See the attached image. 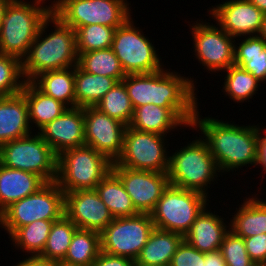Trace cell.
I'll list each match as a JSON object with an SVG mask.
<instances>
[{"instance_id":"42","label":"cell","mask_w":266,"mask_h":266,"mask_svg":"<svg viewBox=\"0 0 266 266\" xmlns=\"http://www.w3.org/2000/svg\"><path fill=\"white\" fill-rule=\"evenodd\" d=\"M135 260L125 256H114L100 251L91 266H134Z\"/></svg>"},{"instance_id":"30","label":"cell","mask_w":266,"mask_h":266,"mask_svg":"<svg viewBox=\"0 0 266 266\" xmlns=\"http://www.w3.org/2000/svg\"><path fill=\"white\" fill-rule=\"evenodd\" d=\"M114 218L138 214L121 180L111 171L95 189Z\"/></svg>"},{"instance_id":"17","label":"cell","mask_w":266,"mask_h":266,"mask_svg":"<svg viewBox=\"0 0 266 266\" xmlns=\"http://www.w3.org/2000/svg\"><path fill=\"white\" fill-rule=\"evenodd\" d=\"M207 9L209 19L232 37L259 35L264 13L248 0H226Z\"/></svg>"},{"instance_id":"36","label":"cell","mask_w":266,"mask_h":266,"mask_svg":"<svg viewBox=\"0 0 266 266\" xmlns=\"http://www.w3.org/2000/svg\"><path fill=\"white\" fill-rule=\"evenodd\" d=\"M77 228L66 215L54 221L43 252L39 256L47 259L63 260Z\"/></svg>"},{"instance_id":"48","label":"cell","mask_w":266,"mask_h":266,"mask_svg":"<svg viewBox=\"0 0 266 266\" xmlns=\"http://www.w3.org/2000/svg\"><path fill=\"white\" fill-rule=\"evenodd\" d=\"M259 36L266 41V14L264 15V21Z\"/></svg>"},{"instance_id":"14","label":"cell","mask_w":266,"mask_h":266,"mask_svg":"<svg viewBox=\"0 0 266 266\" xmlns=\"http://www.w3.org/2000/svg\"><path fill=\"white\" fill-rule=\"evenodd\" d=\"M155 226L150 214L114 218L101 232V251L136 260Z\"/></svg>"},{"instance_id":"4","label":"cell","mask_w":266,"mask_h":266,"mask_svg":"<svg viewBox=\"0 0 266 266\" xmlns=\"http://www.w3.org/2000/svg\"><path fill=\"white\" fill-rule=\"evenodd\" d=\"M194 138L196 139L169 154V184L200 192L211 199L208 189L212 184L218 183L217 180H220L218 178L220 175L222 177V174H219L220 171L207 143L200 135Z\"/></svg>"},{"instance_id":"47","label":"cell","mask_w":266,"mask_h":266,"mask_svg":"<svg viewBox=\"0 0 266 266\" xmlns=\"http://www.w3.org/2000/svg\"><path fill=\"white\" fill-rule=\"evenodd\" d=\"M11 0H0V27L6 11V8Z\"/></svg>"},{"instance_id":"26","label":"cell","mask_w":266,"mask_h":266,"mask_svg":"<svg viewBox=\"0 0 266 266\" xmlns=\"http://www.w3.org/2000/svg\"><path fill=\"white\" fill-rule=\"evenodd\" d=\"M21 93L26 99L29 123L34 132L59 117L68 108L60 101L44 94L31 81L25 82Z\"/></svg>"},{"instance_id":"11","label":"cell","mask_w":266,"mask_h":266,"mask_svg":"<svg viewBox=\"0 0 266 266\" xmlns=\"http://www.w3.org/2000/svg\"><path fill=\"white\" fill-rule=\"evenodd\" d=\"M130 5L127 0H60L52 12L74 30L91 24L118 28L133 16Z\"/></svg>"},{"instance_id":"10","label":"cell","mask_w":266,"mask_h":266,"mask_svg":"<svg viewBox=\"0 0 266 266\" xmlns=\"http://www.w3.org/2000/svg\"><path fill=\"white\" fill-rule=\"evenodd\" d=\"M58 155L38 132L0 146V163L11 169L32 172L46 183L57 178Z\"/></svg>"},{"instance_id":"44","label":"cell","mask_w":266,"mask_h":266,"mask_svg":"<svg viewBox=\"0 0 266 266\" xmlns=\"http://www.w3.org/2000/svg\"><path fill=\"white\" fill-rule=\"evenodd\" d=\"M202 266H227L220 250L205 253V260H202Z\"/></svg>"},{"instance_id":"6","label":"cell","mask_w":266,"mask_h":266,"mask_svg":"<svg viewBox=\"0 0 266 266\" xmlns=\"http://www.w3.org/2000/svg\"><path fill=\"white\" fill-rule=\"evenodd\" d=\"M111 169L112 162L92 147L71 148L58 155L55 182L64 193L96 189Z\"/></svg>"},{"instance_id":"18","label":"cell","mask_w":266,"mask_h":266,"mask_svg":"<svg viewBox=\"0 0 266 266\" xmlns=\"http://www.w3.org/2000/svg\"><path fill=\"white\" fill-rule=\"evenodd\" d=\"M65 215L78 228L97 232L114 219L95 189L65 193Z\"/></svg>"},{"instance_id":"27","label":"cell","mask_w":266,"mask_h":266,"mask_svg":"<svg viewBox=\"0 0 266 266\" xmlns=\"http://www.w3.org/2000/svg\"><path fill=\"white\" fill-rule=\"evenodd\" d=\"M31 82L44 94L68 108L76 107L75 66L40 73Z\"/></svg>"},{"instance_id":"16","label":"cell","mask_w":266,"mask_h":266,"mask_svg":"<svg viewBox=\"0 0 266 266\" xmlns=\"http://www.w3.org/2000/svg\"><path fill=\"white\" fill-rule=\"evenodd\" d=\"M126 127L96 107H84L85 145L105 155L112 163L121 155Z\"/></svg>"},{"instance_id":"34","label":"cell","mask_w":266,"mask_h":266,"mask_svg":"<svg viewBox=\"0 0 266 266\" xmlns=\"http://www.w3.org/2000/svg\"><path fill=\"white\" fill-rule=\"evenodd\" d=\"M100 251V232L77 228L63 261L91 266Z\"/></svg>"},{"instance_id":"2","label":"cell","mask_w":266,"mask_h":266,"mask_svg":"<svg viewBox=\"0 0 266 266\" xmlns=\"http://www.w3.org/2000/svg\"><path fill=\"white\" fill-rule=\"evenodd\" d=\"M193 77L166 67L154 73L128 74L122 82L134 109L145 104L176 108L192 124L199 108L198 82Z\"/></svg>"},{"instance_id":"15","label":"cell","mask_w":266,"mask_h":266,"mask_svg":"<svg viewBox=\"0 0 266 266\" xmlns=\"http://www.w3.org/2000/svg\"><path fill=\"white\" fill-rule=\"evenodd\" d=\"M111 171L121 180L138 213L150 214L169 185L167 173L133 170L112 164Z\"/></svg>"},{"instance_id":"8","label":"cell","mask_w":266,"mask_h":266,"mask_svg":"<svg viewBox=\"0 0 266 266\" xmlns=\"http://www.w3.org/2000/svg\"><path fill=\"white\" fill-rule=\"evenodd\" d=\"M209 203V198L200 192L169 184L150 216L155 228L185 236Z\"/></svg>"},{"instance_id":"39","label":"cell","mask_w":266,"mask_h":266,"mask_svg":"<svg viewBox=\"0 0 266 266\" xmlns=\"http://www.w3.org/2000/svg\"><path fill=\"white\" fill-rule=\"evenodd\" d=\"M220 251L227 266H248L253 263L247 253L244 239L231 230L224 236Z\"/></svg>"},{"instance_id":"23","label":"cell","mask_w":266,"mask_h":266,"mask_svg":"<svg viewBox=\"0 0 266 266\" xmlns=\"http://www.w3.org/2000/svg\"><path fill=\"white\" fill-rule=\"evenodd\" d=\"M258 193L254 192L251 196L243 198V203L238 204L236 211L230 215L229 229L236 235L244 238L266 233V199L260 198Z\"/></svg>"},{"instance_id":"13","label":"cell","mask_w":266,"mask_h":266,"mask_svg":"<svg viewBox=\"0 0 266 266\" xmlns=\"http://www.w3.org/2000/svg\"><path fill=\"white\" fill-rule=\"evenodd\" d=\"M167 136L126 127L121 155L112 164L133 170L167 173L169 141ZM168 143V144H167Z\"/></svg>"},{"instance_id":"21","label":"cell","mask_w":266,"mask_h":266,"mask_svg":"<svg viewBox=\"0 0 266 266\" xmlns=\"http://www.w3.org/2000/svg\"><path fill=\"white\" fill-rule=\"evenodd\" d=\"M141 132H149L167 136L178 127L182 130L191 128V123L176 109L165 108L154 104H145L134 109L132 120L129 124Z\"/></svg>"},{"instance_id":"3","label":"cell","mask_w":266,"mask_h":266,"mask_svg":"<svg viewBox=\"0 0 266 266\" xmlns=\"http://www.w3.org/2000/svg\"><path fill=\"white\" fill-rule=\"evenodd\" d=\"M49 26L52 29H49ZM21 63L26 81H32L37 75L46 71L76 66L78 54L75 30L51 12L42 23L36 39Z\"/></svg>"},{"instance_id":"45","label":"cell","mask_w":266,"mask_h":266,"mask_svg":"<svg viewBox=\"0 0 266 266\" xmlns=\"http://www.w3.org/2000/svg\"><path fill=\"white\" fill-rule=\"evenodd\" d=\"M265 133V134H264ZM262 168V172L266 174V128L262 131V136L260 138L259 144V161L257 167Z\"/></svg>"},{"instance_id":"32","label":"cell","mask_w":266,"mask_h":266,"mask_svg":"<svg viewBox=\"0 0 266 266\" xmlns=\"http://www.w3.org/2000/svg\"><path fill=\"white\" fill-rule=\"evenodd\" d=\"M54 221L37 220L19 227L9 238L12 247L25 252V256H37L43 252ZM27 253V254H26Z\"/></svg>"},{"instance_id":"5","label":"cell","mask_w":266,"mask_h":266,"mask_svg":"<svg viewBox=\"0 0 266 266\" xmlns=\"http://www.w3.org/2000/svg\"><path fill=\"white\" fill-rule=\"evenodd\" d=\"M46 1L9 2L0 27V53L20 60L25 57L42 23L52 12V6Z\"/></svg>"},{"instance_id":"46","label":"cell","mask_w":266,"mask_h":266,"mask_svg":"<svg viewBox=\"0 0 266 266\" xmlns=\"http://www.w3.org/2000/svg\"><path fill=\"white\" fill-rule=\"evenodd\" d=\"M248 1L253 5H255L264 14H266V0H248Z\"/></svg>"},{"instance_id":"7","label":"cell","mask_w":266,"mask_h":266,"mask_svg":"<svg viewBox=\"0 0 266 266\" xmlns=\"http://www.w3.org/2000/svg\"><path fill=\"white\" fill-rule=\"evenodd\" d=\"M65 215V193L56 182L12 203L0 214V228L10 237L19 227L37 220L57 221Z\"/></svg>"},{"instance_id":"41","label":"cell","mask_w":266,"mask_h":266,"mask_svg":"<svg viewBox=\"0 0 266 266\" xmlns=\"http://www.w3.org/2000/svg\"><path fill=\"white\" fill-rule=\"evenodd\" d=\"M244 243L251 260L266 266V233L244 238Z\"/></svg>"},{"instance_id":"25","label":"cell","mask_w":266,"mask_h":266,"mask_svg":"<svg viewBox=\"0 0 266 266\" xmlns=\"http://www.w3.org/2000/svg\"><path fill=\"white\" fill-rule=\"evenodd\" d=\"M183 240L184 236L179 233L154 228L135 264L140 266L170 264Z\"/></svg>"},{"instance_id":"35","label":"cell","mask_w":266,"mask_h":266,"mask_svg":"<svg viewBox=\"0 0 266 266\" xmlns=\"http://www.w3.org/2000/svg\"><path fill=\"white\" fill-rule=\"evenodd\" d=\"M95 107L126 126H129L134 113V108L122 81L117 82Z\"/></svg>"},{"instance_id":"9","label":"cell","mask_w":266,"mask_h":266,"mask_svg":"<svg viewBox=\"0 0 266 266\" xmlns=\"http://www.w3.org/2000/svg\"><path fill=\"white\" fill-rule=\"evenodd\" d=\"M130 17L123 25L116 28L111 49L120 61L126 75L147 74L166 67L162 61L154 40L146 36ZM140 28V29H139Z\"/></svg>"},{"instance_id":"22","label":"cell","mask_w":266,"mask_h":266,"mask_svg":"<svg viewBox=\"0 0 266 266\" xmlns=\"http://www.w3.org/2000/svg\"><path fill=\"white\" fill-rule=\"evenodd\" d=\"M33 132L29 123L28 105L20 92L0 97V146Z\"/></svg>"},{"instance_id":"40","label":"cell","mask_w":266,"mask_h":266,"mask_svg":"<svg viewBox=\"0 0 266 266\" xmlns=\"http://www.w3.org/2000/svg\"><path fill=\"white\" fill-rule=\"evenodd\" d=\"M205 260V253L195 249L185 240L178 246L173 255L171 266H202Z\"/></svg>"},{"instance_id":"49","label":"cell","mask_w":266,"mask_h":266,"mask_svg":"<svg viewBox=\"0 0 266 266\" xmlns=\"http://www.w3.org/2000/svg\"><path fill=\"white\" fill-rule=\"evenodd\" d=\"M59 266H84V265H80V264H71V263H67L63 260H59Z\"/></svg>"},{"instance_id":"43","label":"cell","mask_w":266,"mask_h":266,"mask_svg":"<svg viewBox=\"0 0 266 266\" xmlns=\"http://www.w3.org/2000/svg\"><path fill=\"white\" fill-rule=\"evenodd\" d=\"M22 258L23 260H18V262L12 266H59V260L47 259L39 255Z\"/></svg>"},{"instance_id":"28","label":"cell","mask_w":266,"mask_h":266,"mask_svg":"<svg viewBox=\"0 0 266 266\" xmlns=\"http://www.w3.org/2000/svg\"><path fill=\"white\" fill-rule=\"evenodd\" d=\"M234 65L266 83V41L259 35L236 38ZM239 45V46H238Z\"/></svg>"},{"instance_id":"50","label":"cell","mask_w":266,"mask_h":266,"mask_svg":"<svg viewBox=\"0 0 266 266\" xmlns=\"http://www.w3.org/2000/svg\"><path fill=\"white\" fill-rule=\"evenodd\" d=\"M60 0H52L51 2H49L48 4H50L52 6V8L59 2Z\"/></svg>"},{"instance_id":"19","label":"cell","mask_w":266,"mask_h":266,"mask_svg":"<svg viewBox=\"0 0 266 266\" xmlns=\"http://www.w3.org/2000/svg\"><path fill=\"white\" fill-rule=\"evenodd\" d=\"M37 132L57 155L64 150L84 146V108H67Z\"/></svg>"},{"instance_id":"20","label":"cell","mask_w":266,"mask_h":266,"mask_svg":"<svg viewBox=\"0 0 266 266\" xmlns=\"http://www.w3.org/2000/svg\"><path fill=\"white\" fill-rule=\"evenodd\" d=\"M208 207L197 216L184 236L187 243L203 253L220 250L224 236L230 230L229 218L227 221V218L215 213L216 210L213 213L209 205Z\"/></svg>"},{"instance_id":"52","label":"cell","mask_w":266,"mask_h":266,"mask_svg":"<svg viewBox=\"0 0 266 266\" xmlns=\"http://www.w3.org/2000/svg\"><path fill=\"white\" fill-rule=\"evenodd\" d=\"M248 266H260V265L256 262H253L251 265H248Z\"/></svg>"},{"instance_id":"33","label":"cell","mask_w":266,"mask_h":266,"mask_svg":"<svg viewBox=\"0 0 266 266\" xmlns=\"http://www.w3.org/2000/svg\"><path fill=\"white\" fill-rule=\"evenodd\" d=\"M77 65L90 74L112 77L118 82L126 76L111 48L81 53L78 55Z\"/></svg>"},{"instance_id":"37","label":"cell","mask_w":266,"mask_h":266,"mask_svg":"<svg viewBox=\"0 0 266 266\" xmlns=\"http://www.w3.org/2000/svg\"><path fill=\"white\" fill-rule=\"evenodd\" d=\"M115 30L101 24L78 27L75 30L77 54L111 48Z\"/></svg>"},{"instance_id":"24","label":"cell","mask_w":266,"mask_h":266,"mask_svg":"<svg viewBox=\"0 0 266 266\" xmlns=\"http://www.w3.org/2000/svg\"><path fill=\"white\" fill-rule=\"evenodd\" d=\"M46 182L38 175L0 163V214L12 203L36 193Z\"/></svg>"},{"instance_id":"38","label":"cell","mask_w":266,"mask_h":266,"mask_svg":"<svg viewBox=\"0 0 266 266\" xmlns=\"http://www.w3.org/2000/svg\"><path fill=\"white\" fill-rule=\"evenodd\" d=\"M25 82L21 60L0 53V97L22 92Z\"/></svg>"},{"instance_id":"12","label":"cell","mask_w":266,"mask_h":266,"mask_svg":"<svg viewBox=\"0 0 266 266\" xmlns=\"http://www.w3.org/2000/svg\"><path fill=\"white\" fill-rule=\"evenodd\" d=\"M206 20L197 18L192 24L187 22L192 35V52L203 69L216 76V73L234 65L236 40L216 22L213 24Z\"/></svg>"},{"instance_id":"29","label":"cell","mask_w":266,"mask_h":266,"mask_svg":"<svg viewBox=\"0 0 266 266\" xmlns=\"http://www.w3.org/2000/svg\"><path fill=\"white\" fill-rule=\"evenodd\" d=\"M118 81L112 77L90 74L75 66L76 107H95Z\"/></svg>"},{"instance_id":"1","label":"cell","mask_w":266,"mask_h":266,"mask_svg":"<svg viewBox=\"0 0 266 266\" xmlns=\"http://www.w3.org/2000/svg\"><path fill=\"white\" fill-rule=\"evenodd\" d=\"M199 110L201 109L197 108L191 130H197L196 132L201 134V138L207 143L220 174L225 175L232 171L233 175L234 170L235 173L241 168L244 171L243 167L257 168L259 144L264 126L251 125V123L246 126L239 125L234 121L227 119L224 121L222 118L219 120V117L211 115L203 117Z\"/></svg>"},{"instance_id":"51","label":"cell","mask_w":266,"mask_h":266,"mask_svg":"<svg viewBox=\"0 0 266 266\" xmlns=\"http://www.w3.org/2000/svg\"><path fill=\"white\" fill-rule=\"evenodd\" d=\"M134 266H140V265L135 264ZM153 266H171V264L153 265Z\"/></svg>"},{"instance_id":"31","label":"cell","mask_w":266,"mask_h":266,"mask_svg":"<svg viewBox=\"0 0 266 266\" xmlns=\"http://www.w3.org/2000/svg\"><path fill=\"white\" fill-rule=\"evenodd\" d=\"M222 72L223 75H222ZM219 76L224 79L222 86V92L225 97H229L231 101L237 103L250 102L253 95L256 96L261 89L259 87L261 82L258 81L251 73L238 67L237 65H232L228 69L222 71Z\"/></svg>"}]
</instances>
